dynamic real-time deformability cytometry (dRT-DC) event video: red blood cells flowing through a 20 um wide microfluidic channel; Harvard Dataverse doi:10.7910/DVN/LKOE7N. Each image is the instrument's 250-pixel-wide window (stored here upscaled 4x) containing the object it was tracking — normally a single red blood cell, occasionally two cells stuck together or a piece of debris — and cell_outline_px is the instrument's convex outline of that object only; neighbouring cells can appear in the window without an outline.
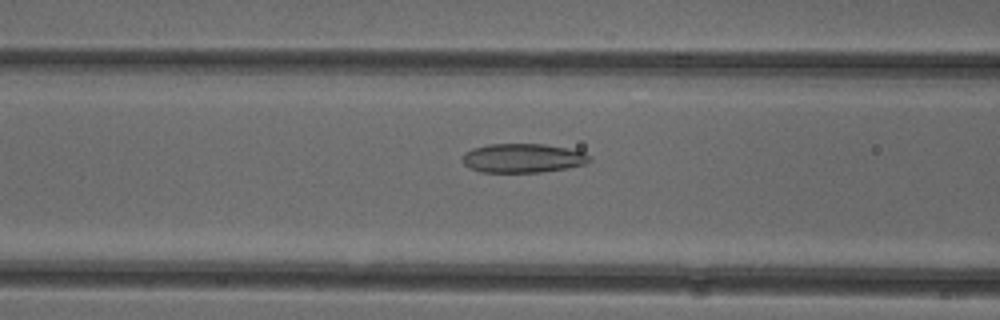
{"species": "common noctule bat (a hibernating species)", "species_latin": "Nyctalus noctula", "temperature_condition": "cold", "stored_images_in_passage": 52, "camera_frame_rate_fps": 3000, "um_per_image_px": 0.085, "animal": {"sex": "female"}, "frame": {"image": 1, "passage_image": 21, "time_ms": 6.667, "image_size_px": [1000, 320], "cell_outline_px": [[592, 160], [588, 164], [568, 168], [540, 172], [480, 172], [464, 164], [460, 160], [464, 152], [472, 148], [488, 144], [544, 144], [568, 148], [584, 152], [592, 156]], "centroid_in_image_um": [44.47, 13.44], "position_along_channel_um": 122.1, "area_um2": 21.85}}
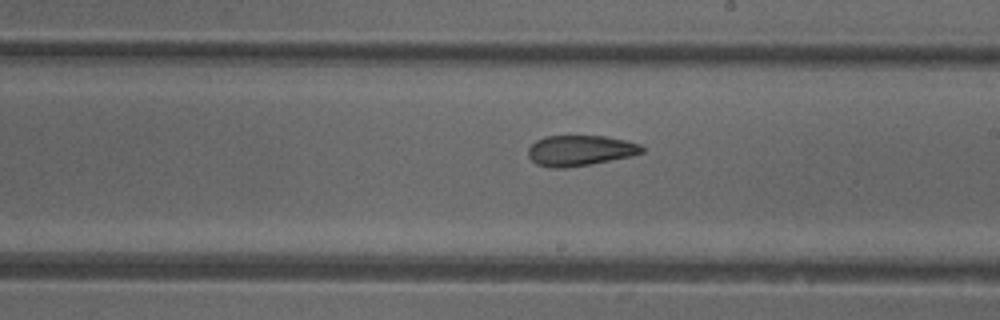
{"frame": {"image": 2, "passage_image": 30, "time_ms": 9.667, "image_size_px": [1000, 320], "cell_outline_px": [[644, 152], [632, 156], [588, 164], [564, 168], [552, 168], [536, 164], [528, 156], [528, 148], [536, 140], [544, 136], [604, 136], [624, 140], [640, 144], [644, 148]], "centroid_in_image_um": [49.29, 12.79], "position_along_channel_um": 239.7, "area_um2": 20.17}}
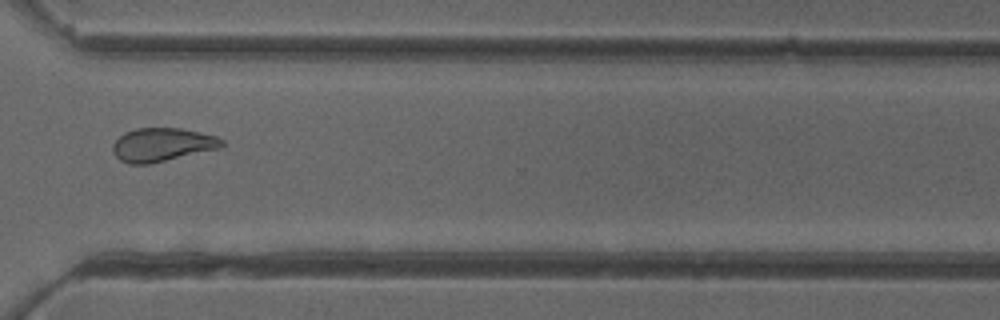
{"frame": {"image": 3, "passage_image": 39, "time_ms": 12.667, "image_size_px": [1000, 320], "cell_outline_px": [[224, 144], [220, 148], [148, 164], [128, 164], [120, 160], [112, 152], [112, 144], [124, 132], [136, 128], [180, 128], [200, 132], [216, 136], [224, 140]], "centroid_in_image_um": [13.76, 12.29], "position_along_channel_um": 356.8, "area_um2": 21.27}, "authors_computed_cell_mechanics": {"area_um2": 22.253, "velocity_mm_per_s": 3.906, "shape_relaxation_time_tau1_ms": null, "shape_relaxation_time_tau2_ms": 3.1444, "deformation_change_tau1": null, "deformation_change_tau2": 0.0972}}